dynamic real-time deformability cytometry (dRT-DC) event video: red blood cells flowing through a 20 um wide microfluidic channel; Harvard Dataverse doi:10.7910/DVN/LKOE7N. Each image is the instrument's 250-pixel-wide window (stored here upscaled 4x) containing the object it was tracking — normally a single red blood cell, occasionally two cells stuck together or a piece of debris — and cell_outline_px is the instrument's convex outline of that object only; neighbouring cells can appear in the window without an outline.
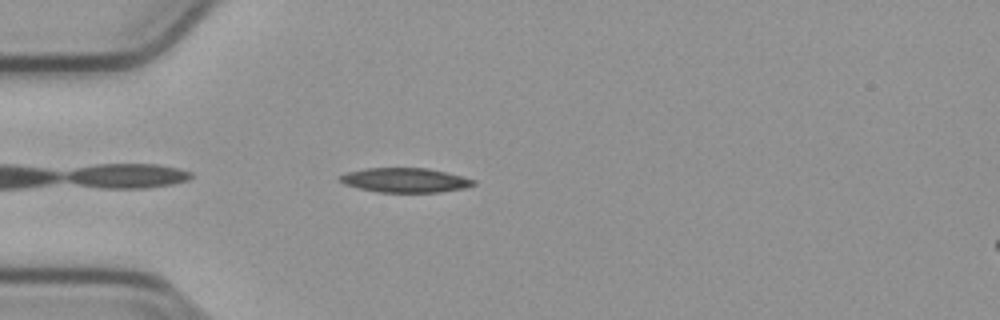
{"species": "common noctule bat (a hibernating species)", "species_latin": "Nyctalus noctula", "temperature_condition": "cold", "stored_images_in_passage": 35, "camera_frame_rate_fps": 3000, "um_per_image_px": 0.085, "animal": {"sex": "male", "body_mass_g": 23.1, "forearm_length_mm": 52.7}, "frame": {"image": 1, "passage_image": 3, "time_ms": 0.667, "image_size_px": [1000, 320], "cell_outline_px": [[476, 184], [460, 188], [440, 192], [380, 192], [360, 188], [344, 184], [340, 180], [340, 176], [348, 172], [364, 168], [428, 168], [476, 180]], "centroid_in_image_um": [34.42, 15.31], "position_along_channel_um": 50.6, "area_um2": 18.67}}
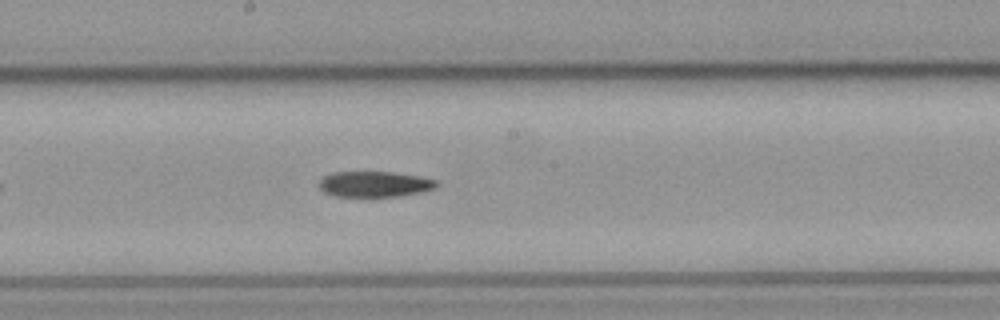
{"frame": {"image": 2, "passage_image": 17, "time_ms": 5.333, "image_size_px": [1000, 320], "cell_outline_px": [[440, 184], [436, 188], [420, 192], [396, 196], [336, 196], [324, 192], [316, 184], [324, 176], [332, 172], [392, 172], [420, 176], [436, 180]], "centroid_in_image_um": [31.83, 15.64], "position_along_channel_um": 216.4, "area_um2": 17.57}}
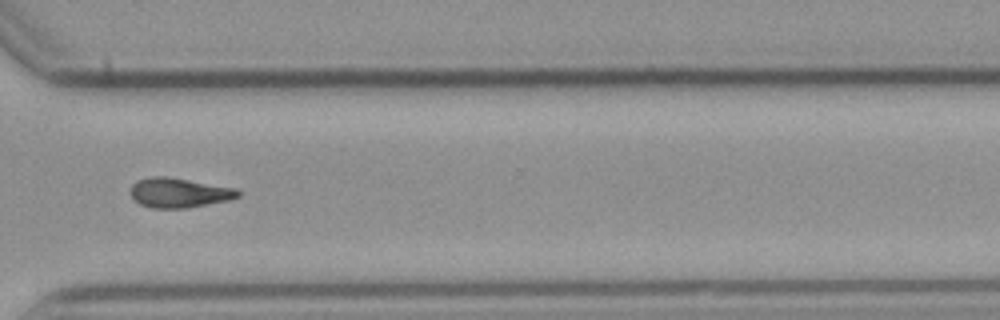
{"frame": {"image": 3, "passage_image": 28, "time_ms": 9.0, "image_size_px": [1000, 320], "cell_outline_px": [[240, 196], [228, 200], [208, 204], [184, 208], [152, 208], [140, 204], [132, 196], [132, 184], [136, 180], [152, 176], [168, 176], [236, 188], [240, 192]], "centroid_in_image_um": [15.23, 16.37], "position_along_channel_um": 355.4, "area_um2": 18.5}}